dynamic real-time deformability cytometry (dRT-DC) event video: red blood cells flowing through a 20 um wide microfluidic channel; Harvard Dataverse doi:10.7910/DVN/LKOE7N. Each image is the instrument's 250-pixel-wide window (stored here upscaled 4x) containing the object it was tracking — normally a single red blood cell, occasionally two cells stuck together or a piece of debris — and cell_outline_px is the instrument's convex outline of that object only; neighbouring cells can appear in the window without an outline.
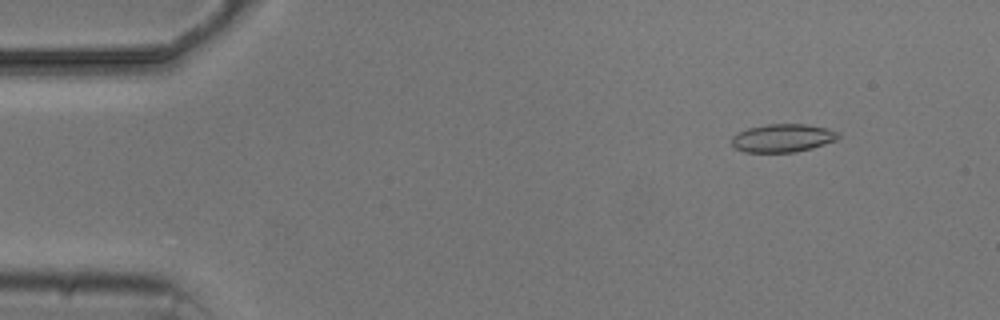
{"species": "common noctule bat (a hibernating species)", "species_latin": "Nyctalus noctula", "temperature_condition": "cold", "stored_images_in_passage": 7, "camera_frame_rate_fps": 3000, "um_per_image_px": 0.085, "animal": {"sex": "male", "body_mass_g": 20.5, "forearm_length_mm": 52.5}, "frame": {"image": 1, "passage_image": 2, "time_ms": 1.333, "image_size_px": [1000, 320], "cell_outline_px": [[840, 136], [836, 140], [812, 148], [796, 152], [744, 152], [736, 148], [732, 144], [732, 136], [748, 128], [768, 124], [808, 124], [840, 132]], "centroid_in_image_um": [66.55, 11.73], "position_along_channel_um": 18.5, "area_um2": 17.4}}
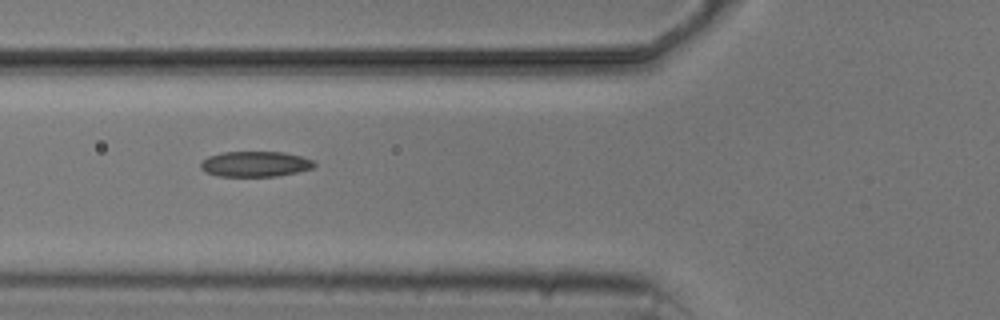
{"frame": {"image": 2, "passage_image": 6, "time_ms": 6.0, "image_size_px": [1000, 320], "cell_outline_px": [[316, 164], [312, 168], [296, 172], [276, 176], [220, 176], [204, 172], [200, 168], [200, 164], [208, 156], [224, 152], [284, 152], [300, 156], [312, 160]], "centroid_in_image_um": [21.67, 13.94], "position_along_channel_um": 104.1, "area_um2": 16.7}}
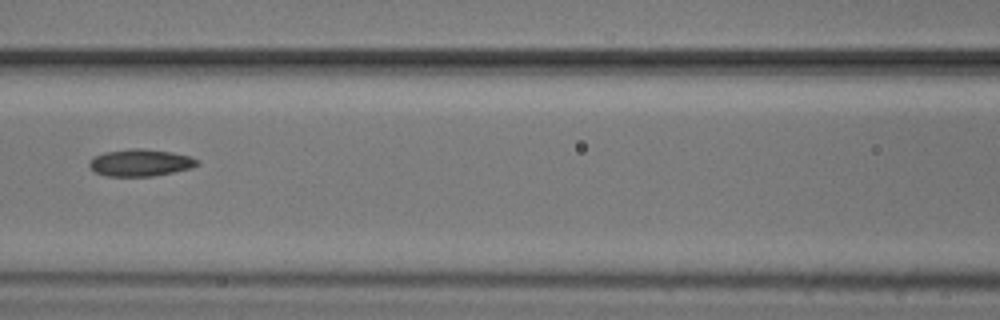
{"frame": {"image": 3, "passage_image": 7, "time_ms": 7.333, "image_size_px": [1000, 320], "cell_outline_px": [[200, 164], [192, 168], [152, 176], [108, 176], [96, 172], [88, 164], [92, 156], [104, 152], [128, 148], [144, 148], [172, 152], [188, 156], [200, 160]], "centroid_in_image_um": [11.94, 13.81], "position_along_channel_um": 154.7, "area_um2": 17.11}}